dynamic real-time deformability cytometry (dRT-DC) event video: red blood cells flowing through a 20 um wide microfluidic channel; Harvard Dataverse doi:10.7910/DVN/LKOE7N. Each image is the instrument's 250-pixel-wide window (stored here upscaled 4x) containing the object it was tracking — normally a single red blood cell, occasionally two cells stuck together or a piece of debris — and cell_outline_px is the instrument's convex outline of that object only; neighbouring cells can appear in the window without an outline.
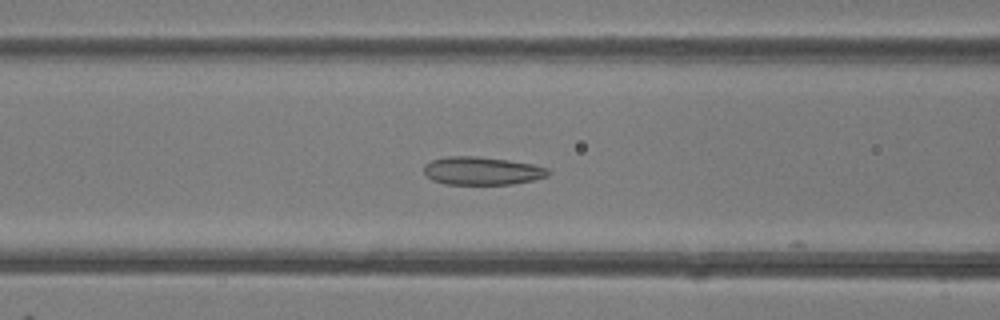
{"species": "common noctule bat (a hibernating species)", "species_latin": "Nyctalus noctula", "temperature_condition": "room temperature", "stored_images_in_passage": 35, "camera_frame_rate_fps": 3000, "um_per_image_px": 0.085, "animal": {"sex": "female"}, "frame": {"image": 1, "passage_image": 6, "time_ms": 1.667, "image_size_px": [1000, 320], "cell_outline_px": [[552, 172], [548, 176], [532, 180], [512, 184], [444, 184], [432, 180], [424, 172], [424, 164], [432, 160], [448, 156], [476, 156], [508, 160], [532, 164], [548, 168]], "centroid_in_image_um": [40.98, 14.52], "position_along_channel_um": 125.6, "area_um2": 20.35}}
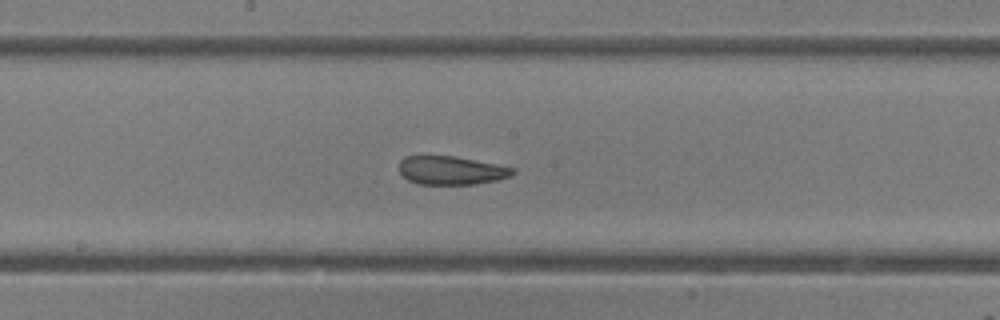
{"frame": {"image": 2, "passage_image": 12, "time_ms": 3.667, "image_size_px": [1000, 320], "cell_outline_px": [[516, 172], [512, 176], [496, 180], [476, 184], [416, 184], [408, 180], [400, 172], [400, 160], [404, 156], [456, 156], [516, 168]], "centroid_in_image_um": [38.38, 14.48], "position_along_channel_um": 209.8, "area_um2": 18.96}}
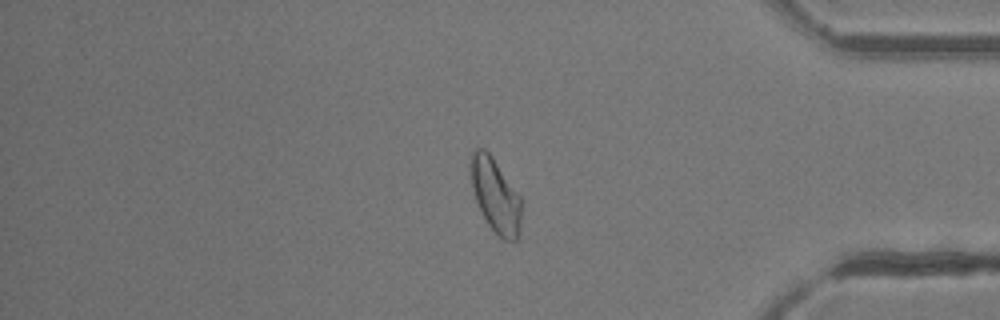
{"frame": {"image": 3, "passage_image": 27, "time_ms": 8.667, "image_size_px": [1000, 320], "cell_outline_px": [[520, 236], [516, 240], [504, 240], [488, 224], [476, 200], [468, 172], [468, 156], [476, 148], [484, 148], [492, 156], [520, 196]], "centroid_in_image_um": [42.07, 16.55], "position_along_channel_um": 393.1, "area_um2": 21.91}, "authors_computed_cell_mechanics": {"area_um2": 20.3456, "velocity_mm_per_s": 4.2036, "shape_relaxation_time_tau1_ms": null, "shape_relaxation_time_tau2_ms": 1.6137, "deformation_change_tau1": null, "deformation_change_tau2": 0.0752}}